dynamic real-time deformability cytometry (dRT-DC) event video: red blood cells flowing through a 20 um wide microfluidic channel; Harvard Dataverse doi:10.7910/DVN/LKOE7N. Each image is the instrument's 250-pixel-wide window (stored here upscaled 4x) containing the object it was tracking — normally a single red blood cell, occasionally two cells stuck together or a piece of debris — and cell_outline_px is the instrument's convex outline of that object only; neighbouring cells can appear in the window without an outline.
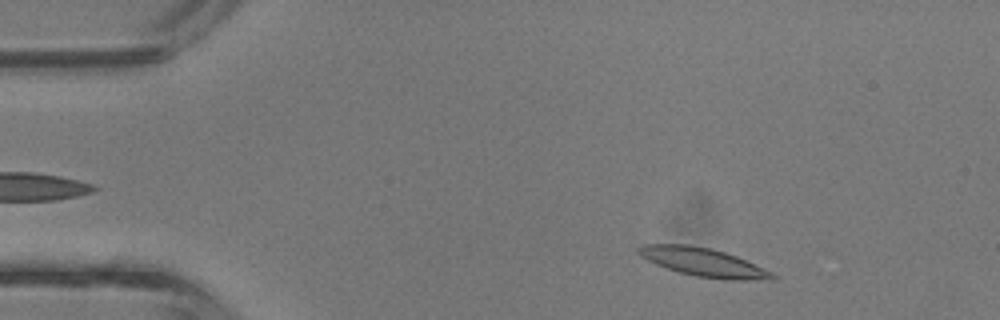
{"species": "common noctule bat (a hibernating species)", "species_latin": "Nyctalus noctula", "temperature_condition": "room temperature", "stored_images_in_passage": 40, "camera_frame_rate_fps": 3000, "um_per_image_px": 0.085, "animal": {"sex": "male", "body_mass_g": 13.3}, "frame": {"image": 1, "passage_image": 4, "time_ms": 1.0, "image_size_px": [1000, 320], "cell_outline_px": [[776, 280], [732, 280], [696, 276], [676, 272], [664, 268], [640, 256], [636, 252], [636, 248], [644, 244], [688, 244], [708, 248], [724, 252], [736, 256], [772, 272], [776, 276]], "centroid_in_image_um": [59.75, 22.29], "position_along_channel_um": 25.3, "area_um2": 22.25}}
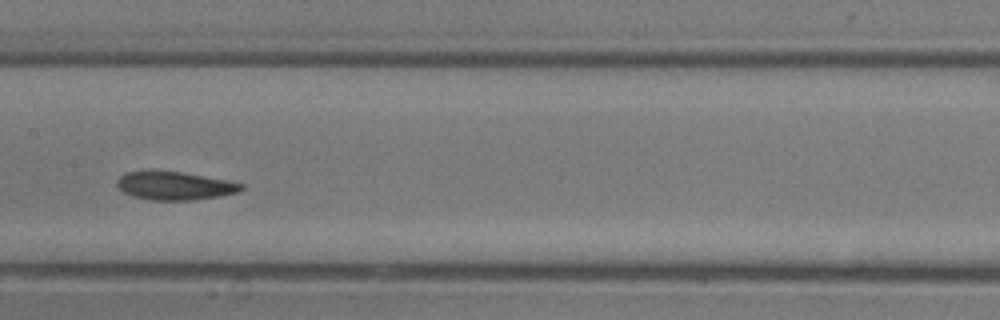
{"frame": {"image": 2, "passage_image": 19, "time_ms": 6.0, "image_size_px": [1000, 320], "cell_outline_px": [[244, 188], [236, 192], [220, 196], [192, 200], [152, 200], [132, 196], [124, 192], [116, 184], [116, 180], [124, 172], [180, 172], [228, 180], [244, 184]], "centroid_in_image_um": [14.86, 15.8], "position_along_channel_um": 192.5, "area_um2": 20.11}}
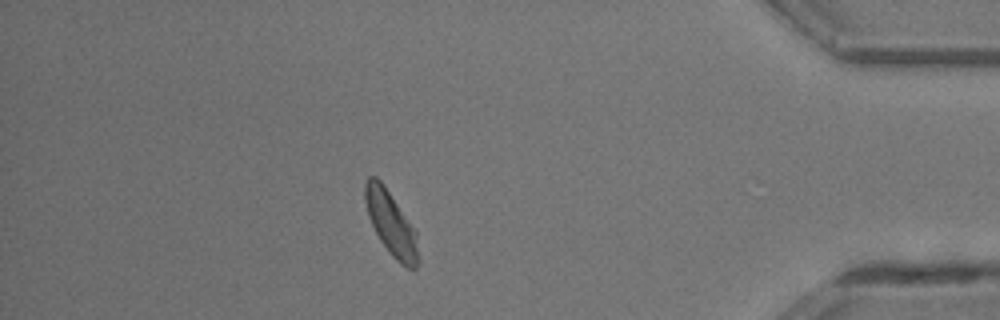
{"frame": {"image": 3, "passage_image": 35, "time_ms": 11.333, "image_size_px": [1000, 320], "cell_outline_px": [[416, 272], [412, 272], [400, 264], [392, 256], [380, 240], [368, 216], [364, 200], [364, 184], [368, 176], [376, 176], [380, 180], [416, 232]], "centroid_in_image_um": [33.19, 19.0], "position_along_channel_um": 402.0, "area_um2": 19.31}, "authors_computed_cell_mechanics": {"area_um2": 20.519, "velocity_mm_per_s": 4.766, "shape_relaxation_time_tau1_ms": 2.2666, "shape_relaxation_time_tau2_ms": 1.7292, "deformation_change_tau1": 0.1165, "deformation_change_tau2": 0.0811}}